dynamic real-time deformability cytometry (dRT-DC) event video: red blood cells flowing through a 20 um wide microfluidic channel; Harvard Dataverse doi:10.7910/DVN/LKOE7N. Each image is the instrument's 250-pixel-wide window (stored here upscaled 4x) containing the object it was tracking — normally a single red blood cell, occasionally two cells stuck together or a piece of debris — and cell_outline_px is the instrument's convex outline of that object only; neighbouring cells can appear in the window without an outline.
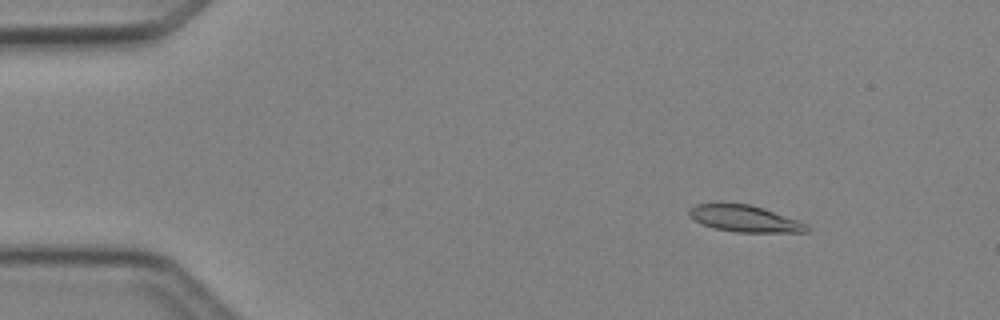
{"species": "Egyptian fruit bat (a non-hibernating species)", "species_latin": "Rousettus aegyptiacus", "temperature_condition": "cold", "stored_images_in_passage": 4, "camera_frame_rate_fps": 3000, "um_per_image_px": 0.085, "animal": {"sex": "female"}, "frame": {"image": 1, "passage_image": 2, "time_ms": 1.0, "image_size_px": [1000, 320], "cell_outline_px": [[808, 232], [736, 232], [716, 228], [704, 224], [688, 216], [688, 208], [696, 204], [716, 200], [748, 204], [764, 208], [808, 224]], "centroid_in_image_um": [63.22, 18.53], "position_along_channel_um": 21.8, "area_um2": 18.67}}